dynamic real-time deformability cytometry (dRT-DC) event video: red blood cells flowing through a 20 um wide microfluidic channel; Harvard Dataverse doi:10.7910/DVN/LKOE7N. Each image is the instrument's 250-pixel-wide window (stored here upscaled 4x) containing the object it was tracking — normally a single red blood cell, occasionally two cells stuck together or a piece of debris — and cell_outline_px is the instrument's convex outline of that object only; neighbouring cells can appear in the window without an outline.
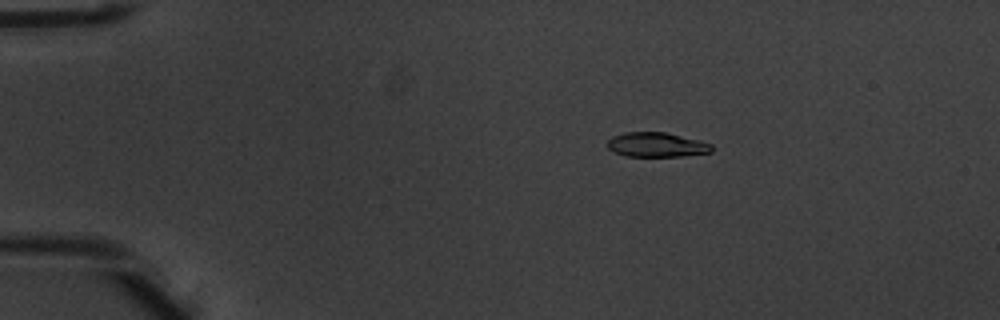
{"species": "common noctule bat (a hibernating species)", "species_latin": "Nyctalus noctula", "temperature_condition": "warm", "stored_images_in_passage": 3, "camera_frame_rate_fps": 3000, "um_per_image_px": 0.085, "animal": {"sex": "male", "body_mass_g": 20.1, "forearm_length_mm": 53.5}, "frame": {"image": 1, "passage_image": 1, "time_ms": 0.0, "image_size_px": [1000, 320], "cell_outline_px": [[712, 152], [680, 156], [624, 156], [612, 152], [608, 148], [608, 140], [612, 136], [624, 132], [664, 132], [700, 140], [712, 144]], "centroid_in_image_um": [55.78, 12.3], "position_along_channel_um": 29.2, "area_um2": 14.97}}